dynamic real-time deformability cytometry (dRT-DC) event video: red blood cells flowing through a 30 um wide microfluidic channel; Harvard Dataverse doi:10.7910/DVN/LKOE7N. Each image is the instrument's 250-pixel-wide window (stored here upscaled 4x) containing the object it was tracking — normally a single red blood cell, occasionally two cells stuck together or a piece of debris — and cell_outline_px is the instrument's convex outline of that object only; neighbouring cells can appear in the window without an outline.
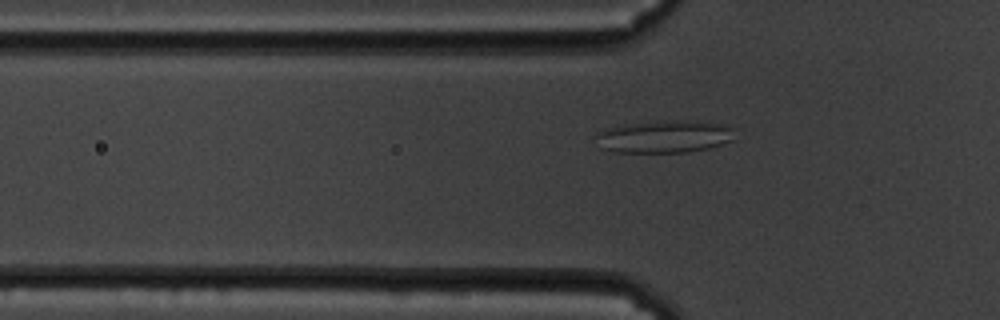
{"species": "common noctule bat (a hibernating species)", "species_latin": "Nyctalus noctula", "temperature_condition": "cold", "stored_images_in_passage": 48, "camera_frame_rate_fps": 3000, "um_per_image_px": 0.085, "animal": {"sex": "male", "body_mass_g": 19.5, "forearm_length_mm": 54.6}, "frame": {"image": 1, "passage_image": 8, "time_ms": 2.333, "image_size_px": [1000, 320], "cell_outline_px": [[732, 140], [708, 148], [688, 152], [612, 152], [600, 148], [592, 136], [596, 132], [608, 128], [624, 124], [656, 120], [688, 120], [724, 124], [732, 128]], "centroid_in_image_um": [56.37, 11.6], "position_along_channel_um": 69.4, "area_um2": 26.65}}
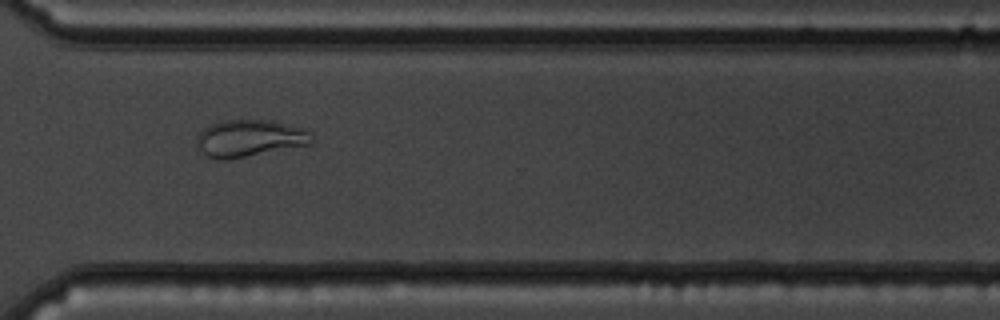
{"frame": {"image": 2, "passage_image": 33, "time_ms": 10.667, "image_size_px": [1000, 320], "cell_outline_px": [[312, 144], [228, 160], [220, 160], [208, 156], [196, 148], [196, 136], [204, 128], [212, 124], [224, 120], [272, 120], [308, 132], [312, 140]], "centroid_in_image_um": [21.13, 11.77], "position_along_channel_um": 349.5, "area_um2": 24.57}}
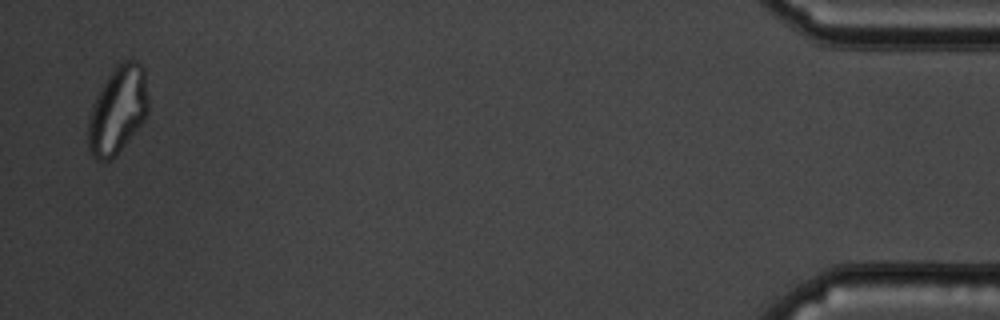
{"frame": {"image": 3, "passage_image": 47, "time_ms": 15.333, "image_size_px": [1000, 320], "cell_outline_px": [[148, 112], [144, 120], [116, 156], [112, 160], [96, 160], [88, 152], [88, 120], [92, 104], [104, 80], [116, 64], [124, 60], [136, 60], [144, 68], [148, 100]], "centroid_in_image_um": [9.99, 9.36], "position_along_channel_um": 425.2, "area_um2": 30.98}, "authors_computed_cell_mechanics": {"area_um2": 23.7558, "velocity_mm_per_s": 3.3639, "shape_relaxation_time_tau1_ms": null, "shape_relaxation_time_tau2_ms": 2.1216, "deformation_change_tau1": null, "deformation_change_tau2": 0.0717}}